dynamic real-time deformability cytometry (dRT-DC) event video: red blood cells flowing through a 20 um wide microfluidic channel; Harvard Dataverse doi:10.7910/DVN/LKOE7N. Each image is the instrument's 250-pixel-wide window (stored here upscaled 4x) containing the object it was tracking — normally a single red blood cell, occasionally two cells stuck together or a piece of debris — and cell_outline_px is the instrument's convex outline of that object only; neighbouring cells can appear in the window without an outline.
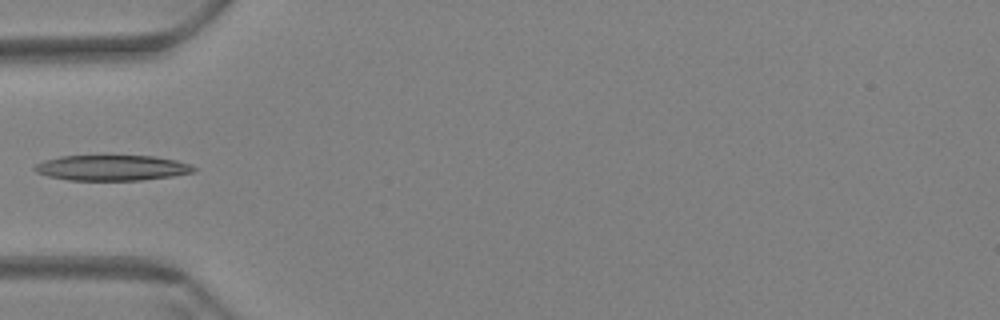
{"species": "Egyptian fruit bat (a non-hibernating species)", "species_latin": "Rousettus aegyptiacus", "temperature_condition": "warm", "stored_images_in_passage": 40, "camera_frame_rate_fps": 3000, "um_per_image_px": 0.085, "animal": {"sex": "female"}, "frame": {"image": 1, "passage_image": 1, "time_ms": 0.0, "image_size_px": [1000, 320], "cell_outline_px": [[196, 172], [172, 176], [140, 180], [68, 180], [48, 176], [36, 172], [32, 168], [36, 164], [44, 160], [60, 156], [152, 156], [176, 160], [192, 164], [196, 168]], "centroid_in_image_um": [9.53, 14.26], "position_along_channel_um": 75.5, "area_um2": 23.64}}
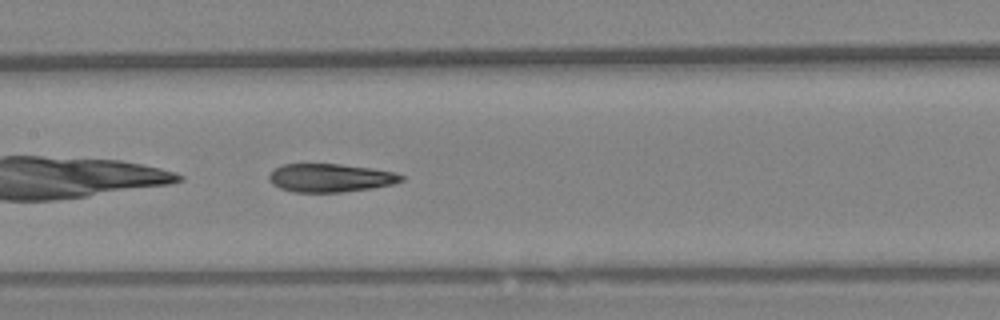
{"frame": {"image": 2, "passage_image": 10, "time_ms": 3.0, "image_size_px": [1000, 320], "cell_outline_px": [[404, 180], [392, 184], [372, 188], [340, 192], [292, 192], [280, 188], [272, 184], [268, 180], [268, 176], [276, 168], [284, 164], [340, 164], [396, 172], [404, 176]], "centroid_in_image_um": [28.07, 15.12], "position_along_channel_um": 179.3, "area_um2": 21.73}}
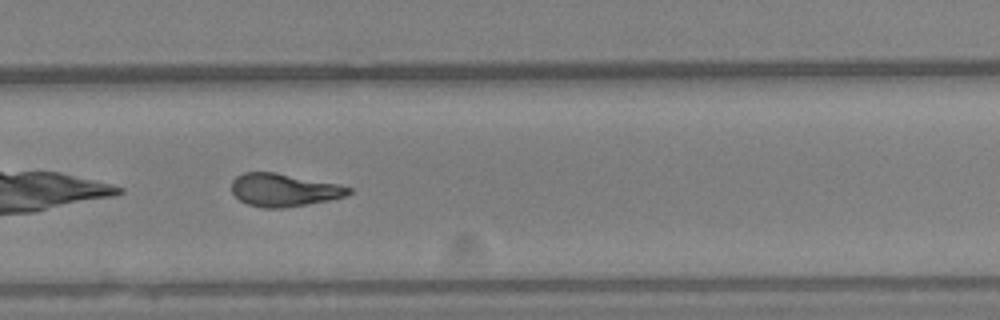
{"frame": {"image": 3, "passage_image": 21, "time_ms": 6.667, "image_size_px": [1000, 320], "cell_outline_px": [[352, 192], [344, 196], [328, 200], [308, 204], [280, 208], [264, 208], [248, 204], [240, 200], [232, 192], [232, 180], [236, 176], [244, 172], [276, 172], [340, 184], [352, 188]], "centroid_in_image_um": [24.13, 16.13], "position_along_channel_um": 305.7, "area_um2": 22.43}}